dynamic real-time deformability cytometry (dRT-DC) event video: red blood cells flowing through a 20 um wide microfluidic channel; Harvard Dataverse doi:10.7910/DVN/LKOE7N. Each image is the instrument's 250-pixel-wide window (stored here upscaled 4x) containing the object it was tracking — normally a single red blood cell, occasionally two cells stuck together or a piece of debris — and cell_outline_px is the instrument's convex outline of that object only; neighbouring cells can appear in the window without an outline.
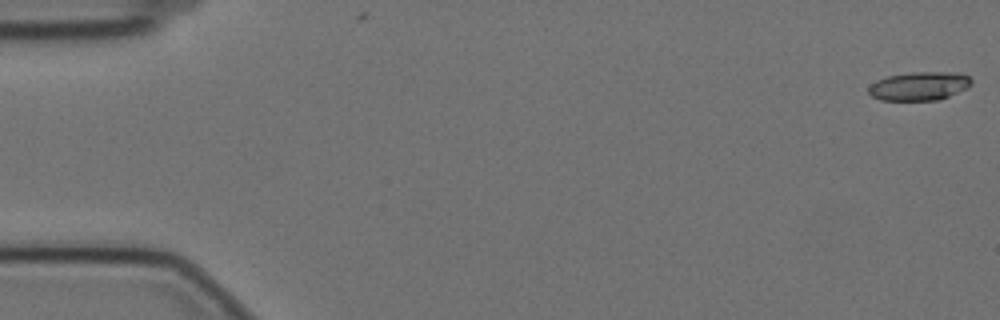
{"species": "Egyptian fruit bat (a non-hibernating species)", "species_latin": "Rousettus aegyptiacus", "temperature_condition": "cold", "stored_images_in_passage": 58, "camera_frame_rate_fps": 3000, "um_per_image_px": 0.085, "animal": {"sex": "female"}, "frame": {"image": 1, "passage_image": 1, "time_ms": 0.0, "image_size_px": [1000, 320], "cell_outline_px": [[972, 84], [968, 88], [940, 100], [880, 100], [872, 96], [868, 92], [868, 88], [876, 80], [888, 76], [912, 72], [956, 72], [968, 76], [972, 80]], "centroid_in_image_um": [78.16, 7.32], "position_along_channel_um": 6.8, "area_um2": 17.22}}
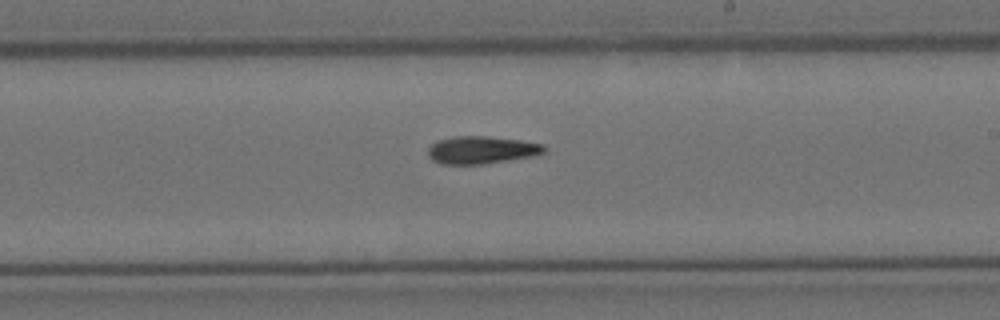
{"frame": {"image": 2, "passage_image": 34, "time_ms": 11.0, "image_size_px": [1000, 320], "cell_outline_px": [[544, 152], [532, 156], [508, 160], [480, 164], [440, 164], [432, 160], [428, 156], [428, 148], [436, 140], [456, 136], [484, 136], [520, 140], [544, 144]], "centroid_in_image_um": [40.88, 12.74], "position_along_channel_um": 248.1, "area_um2": 18.55}}
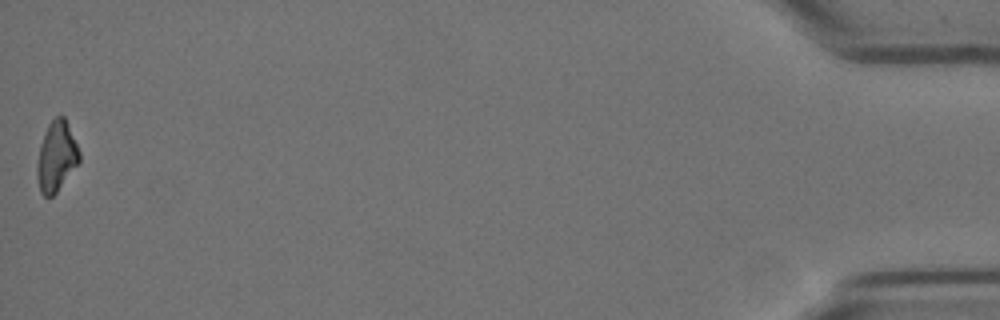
{"frame": {"image": 3, "passage_image": 58, "time_ms": 19.0, "image_size_px": [1000, 320], "cell_outline_px": [[80, 160], [56, 192], [52, 196], [44, 196], [40, 192], [36, 176], [36, 164], [40, 144], [48, 124], [56, 116], [64, 116], [80, 152]], "centroid_in_image_um": [4.77, 13.3], "position_along_channel_um": 430.4, "area_um2": 17.05}}